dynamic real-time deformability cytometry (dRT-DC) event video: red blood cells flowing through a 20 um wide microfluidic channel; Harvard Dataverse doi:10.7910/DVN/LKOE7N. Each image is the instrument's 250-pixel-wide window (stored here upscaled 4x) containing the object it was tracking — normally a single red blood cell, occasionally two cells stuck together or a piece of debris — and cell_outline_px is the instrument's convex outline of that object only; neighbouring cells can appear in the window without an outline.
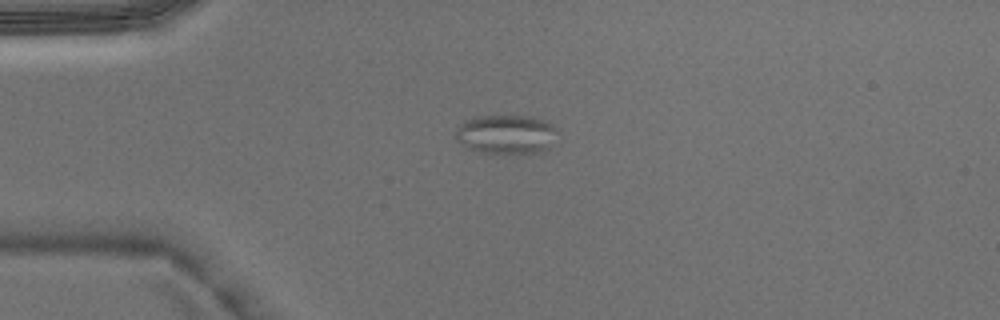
{"species": "Egyptian fruit bat (a non-hibernating species)", "species_latin": "Rousettus aegyptiacus", "temperature_condition": "warm", "stored_images_in_passage": 3, "camera_frame_rate_fps": 3000, "um_per_image_px": 0.085, "animal": {"sex": "male"}, "frame": {"image": 1, "passage_image": 3, "time_ms": 0.667, "image_size_px": [1000, 320], "cell_outline_px": [[556, 128], [548, 148], [540, 152], [480, 152], [464, 148], [456, 140], [456, 132], [460, 124], [464, 120], [472, 116], [528, 116], [544, 120], [552, 124]], "centroid_in_image_um": [42.94, 11.39], "position_along_channel_um": 42.1, "area_um2": 22.89}}